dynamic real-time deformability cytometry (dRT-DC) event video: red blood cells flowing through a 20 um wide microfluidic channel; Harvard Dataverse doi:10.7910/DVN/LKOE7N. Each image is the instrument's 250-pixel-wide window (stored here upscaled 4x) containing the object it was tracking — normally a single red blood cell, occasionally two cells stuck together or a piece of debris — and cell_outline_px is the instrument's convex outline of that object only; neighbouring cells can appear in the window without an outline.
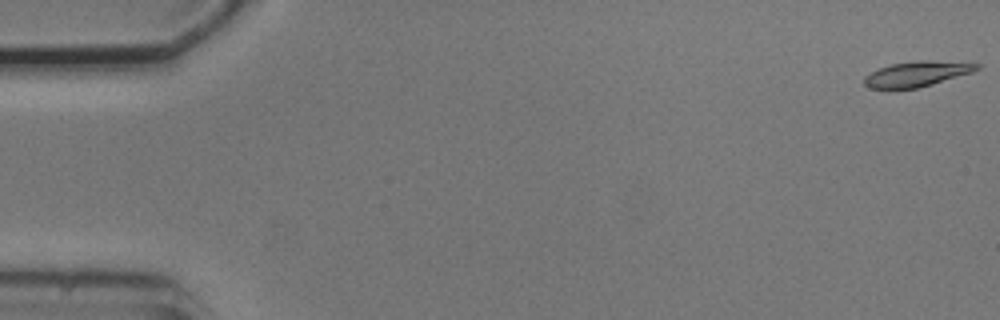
{"species": "common noctule bat (a hibernating species)", "species_latin": "Nyctalus noctula", "temperature_condition": "cold", "stored_images_in_passage": 54, "camera_frame_rate_fps": 3000, "um_per_image_px": 0.085, "animal": {"sex": "male", "body_mass_g": 20.5, "forearm_length_mm": 52.5}, "frame": {"image": 1, "passage_image": 1, "time_ms": 0.0, "image_size_px": [1000, 320], "cell_outline_px": [[980, 68], [972, 72], [932, 84], [916, 88], [868, 88], [864, 84], [864, 76], [880, 68], [892, 64], [916, 60], [928, 60], [980, 64]], "centroid_in_image_um": [77.92, 6.28], "position_along_channel_um": 7.1, "area_um2": 16.24}}
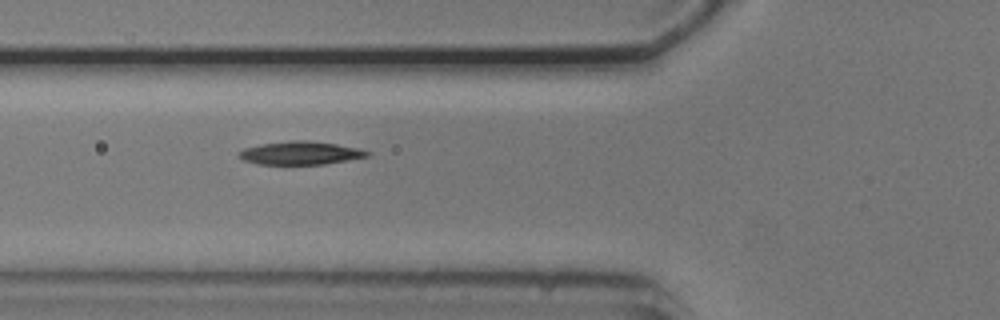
{"frame": {"image": 2, "passage_image": 20, "time_ms": 6.333, "image_size_px": [1000, 320], "cell_outline_px": [[372, 152], [368, 156], [348, 160], [324, 164], [256, 164], [244, 160], [236, 156], [236, 152], [244, 148], [260, 144], [288, 140], [308, 140], [336, 144], [360, 148]], "centroid_in_image_um": [25.5, 13.0], "position_along_channel_um": 100.3, "area_um2": 17.57}}
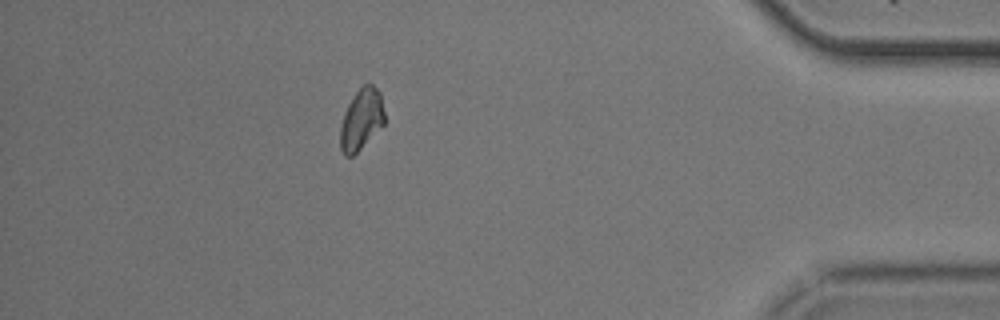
{"frame": {"image": 3, "passage_image": 48, "time_ms": 15.667, "image_size_px": [1000, 320], "cell_outline_px": [[384, 124], [352, 156], [344, 156], [340, 148], [340, 128], [344, 112], [348, 104], [356, 92], [368, 80], [380, 92], [384, 112]], "centroid_in_image_um": [30.71, 10.12], "position_along_channel_um": 404.5, "area_um2": 15.66}, "authors_computed_cell_mechanics": {"area_um2": 16.8198, "velocity_mm_per_s": 3.7369, "shape_relaxation_time_tau1_ms": 4.3066, "shape_relaxation_time_tau2_ms": null, "deformation_change_tau1": 0.1245, "deformation_change_tau2": null}}